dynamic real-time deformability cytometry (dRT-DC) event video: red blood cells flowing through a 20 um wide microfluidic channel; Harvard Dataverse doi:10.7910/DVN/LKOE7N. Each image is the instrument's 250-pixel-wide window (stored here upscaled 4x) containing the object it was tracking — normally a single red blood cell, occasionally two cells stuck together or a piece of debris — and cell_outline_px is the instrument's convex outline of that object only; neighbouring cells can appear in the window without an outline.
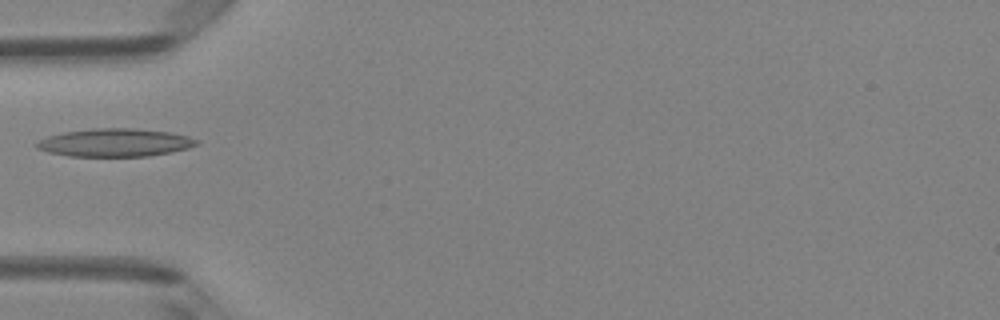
{"species": "Egyptian fruit bat (a non-hibernating species)", "species_latin": "Rousettus aegyptiacus", "temperature_condition": "room temperature", "stored_images_in_passage": 1, "camera_frame_rate_fps": 3000, "um_per_image_px": 0.085, "animal": {"sex": "female"}, "frame": {"image": 1, "passage_image": 1, "time_ms": 0.0, "image_size_px": [1000, 320], "cell_outline_px": [[200, 144], [188, 148], [172, 152], [148, 156], [68, 156], [48, 152], [36, 148], [36, 144], [40, 140], [48, 136], [64, 132], [92, 128], [132, 128], [168, 132], [188, 136], [200, 140]], "centroid_in_image_um": [9.8, 12.12], "position_along_channel_um": 75.2, "area_um2": 26.13}}